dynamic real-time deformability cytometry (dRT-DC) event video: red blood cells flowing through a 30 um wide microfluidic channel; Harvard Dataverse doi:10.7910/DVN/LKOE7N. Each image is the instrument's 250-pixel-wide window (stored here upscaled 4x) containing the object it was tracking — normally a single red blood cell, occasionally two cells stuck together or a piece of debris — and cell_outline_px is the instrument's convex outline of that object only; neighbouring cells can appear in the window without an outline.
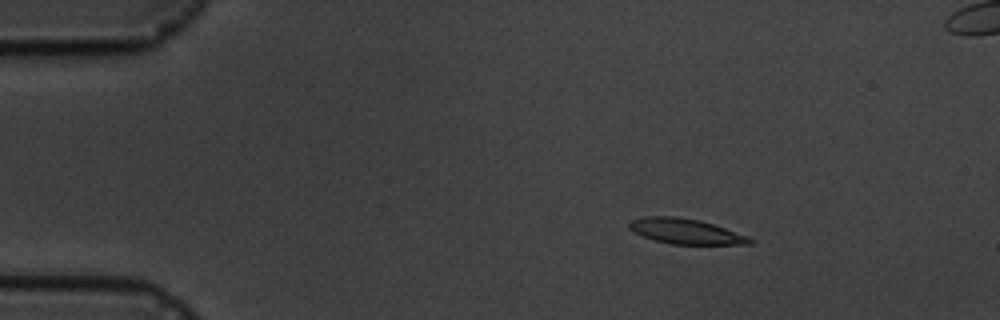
{"species": "common noctule bat (a hibernating species)", "species_latin": "Nyctalus noctula", "temperature_condition": "cold", "stored_images_in_passage": 5, "camera_frame_rate_fps": 3000, "um_per_image_px": 0.085, "animal": {"sex": "male", "body_mass_g": 19.5, "forearm_length_mm": 54.6}, "frame": {"image": 1, "passage_image": 2, "time_ms": 2.0, "image_size_px": [1000, 320], "cell_outline_px": [[756, 240], [752, 244], [672, 244], [656, 240], [644, 236], [628, 228], [628, 224], [632, 220], [644, 216], [676, 216], [700, 220], [748, 236]], "centroid_in_image_um": [58.3, 19.66], "position_along_channel_um": 26.7, "area_um2": 17.57}}